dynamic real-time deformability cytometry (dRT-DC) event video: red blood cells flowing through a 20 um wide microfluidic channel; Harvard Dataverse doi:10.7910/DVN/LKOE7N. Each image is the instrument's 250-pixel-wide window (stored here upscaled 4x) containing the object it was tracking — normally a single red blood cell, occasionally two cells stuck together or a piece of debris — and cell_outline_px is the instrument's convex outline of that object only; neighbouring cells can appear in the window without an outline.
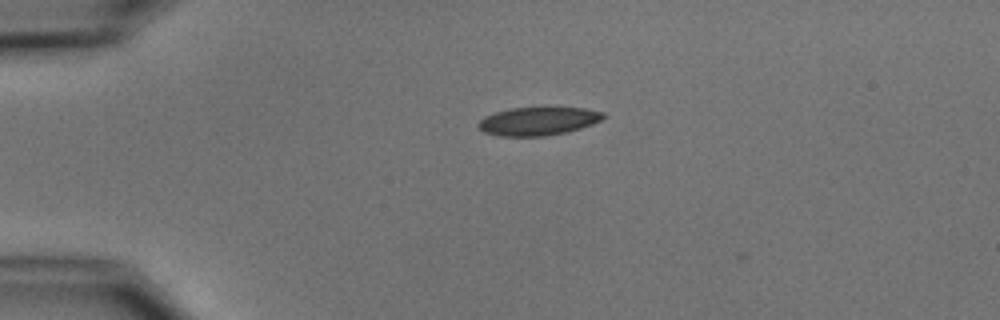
{"species": "common noctule bat (a hibernating species)", "species_latin": "Nyctalus noctula", "temperature_condition": "cold", "stored_images_in_passage": 3, "camera_frame_rate_fps": 3000, "um_per_image_px": 0.085, "animal": {"sex": "male", "body_mass_g": 15.6}, "frame": {"image": 1, "passage_image": 1, "time_ms": 0.0, "image_size_px": [1000, 320], "cell_outline_px": [[604, 116], [600, 120], [592, 124], [568, 132], [544, 136], [496, 136], [484, 132], [476, 124], [484, 116], [508, 108], [584, 108], [604, 112]], "centroid_in_image_um": [45.7, 10.3], "position_along_channel_um": 39.3, "area_um2": 20.52}}
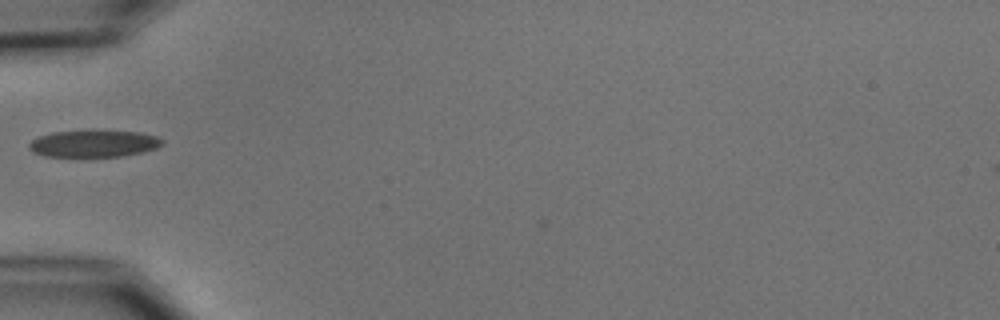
{"frame": {"image": 2, "passage_image": 2, "time_ms": 2.0, "image_size_px": [1000, 320], "cell_outline_px": [[164, 144], [156, 148], [140, 152], [120, 156], [44, 156], [32, 152], [28, 148], [28, 144], [36, 136], [52, 132], [92, 128], [140, 132], [156, 136], [164, 140]], "centroid_in_image_um": [7.94, 12.15], "position_along_channel_um": 77.1, "area_um2": 21.68}}